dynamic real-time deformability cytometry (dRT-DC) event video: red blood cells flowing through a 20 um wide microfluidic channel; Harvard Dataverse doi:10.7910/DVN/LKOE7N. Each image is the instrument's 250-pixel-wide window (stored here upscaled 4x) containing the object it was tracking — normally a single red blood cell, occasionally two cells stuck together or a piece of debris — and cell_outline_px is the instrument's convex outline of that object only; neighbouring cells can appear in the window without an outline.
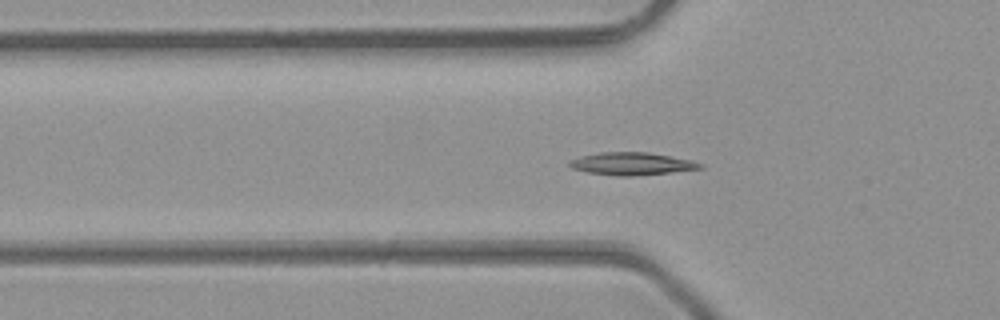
{"species": "common noctule bat (a hibernating species)", "species_latin": "Nyctalus noctula", "temperature_condition": "room temperature", "stored_images_in_passage": 48, "camera_frame_rate_fps": 3000, "um_per_image_px": 0.085, "animal": {"sex": "male", "body_mass_g": 23.1, "forearm_length_mm": 52.7}, "frame": {"image": 1, "passage_image": 16, "time_ms": 5.0, "image_size_px": [1000, 320], "cell_outline_px": [[704, 168], [672, 172], [632, 176], [616, 176], [588, 172], [572, 168], [568, 164], [568, 160], [580, 156], [600, 152], [648, 152], [672, 156], [692, 160], [704, 164]], "centroid_in_image_um": [53.71, 13.91], "position_along_channel_um": 72.1, "area_um2": 17.34}}
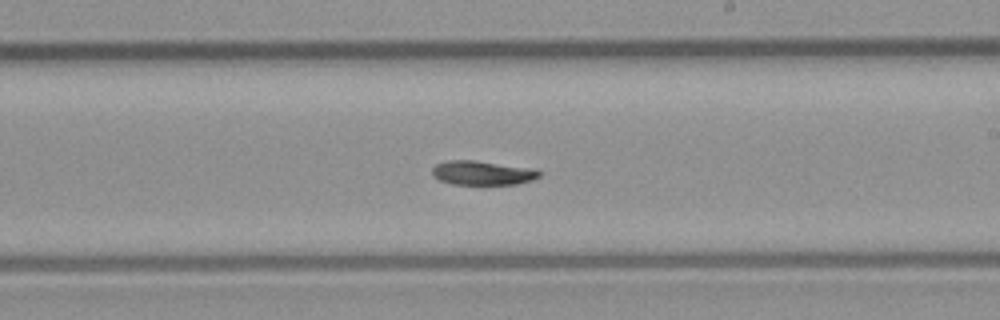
{"frame": {"image": 2, "passage_image": 28, "time_ms": 9.0, "image_size_px": [1000, 320], "cell_outline_px": [[544, 172], [540, 176], [532, 180], [516, 184], [452, 184], [440, 180], [432, 176], [432, 168], [436, 164], [448, 160], [472, 160], [536, 168]], "centroid_in_image_um": [41.05, 14.69], "position_along_channel_um": 248.0, "area_um2": 15.26}}
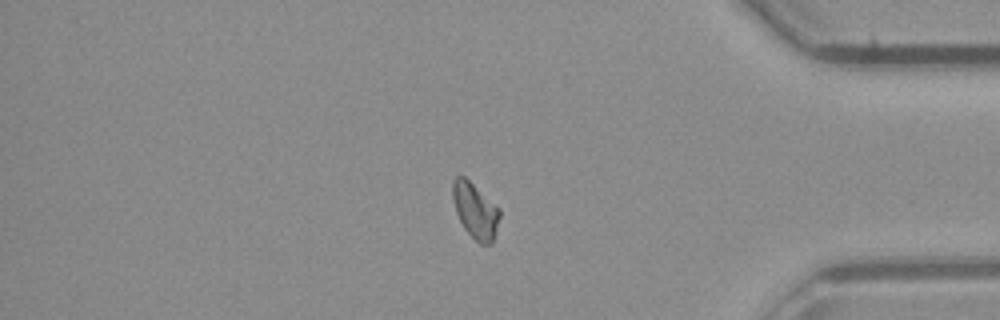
{"frame": {"image": 3, "passage_image": 40, "time_ms": 13.0, "image_size_px": [1000, 320], "cell_outline_px": [[500, 216], [496, 232], [492, 244], [480, 244], [464, 228], [456, 212], [452, 196], [452, 180], [456, 176], [464, 176], [500, 208]], "centroid_in_image_um": [40.4, 17.89], "position_along_channel_um": 394.8, "area_um2": 15.14}}